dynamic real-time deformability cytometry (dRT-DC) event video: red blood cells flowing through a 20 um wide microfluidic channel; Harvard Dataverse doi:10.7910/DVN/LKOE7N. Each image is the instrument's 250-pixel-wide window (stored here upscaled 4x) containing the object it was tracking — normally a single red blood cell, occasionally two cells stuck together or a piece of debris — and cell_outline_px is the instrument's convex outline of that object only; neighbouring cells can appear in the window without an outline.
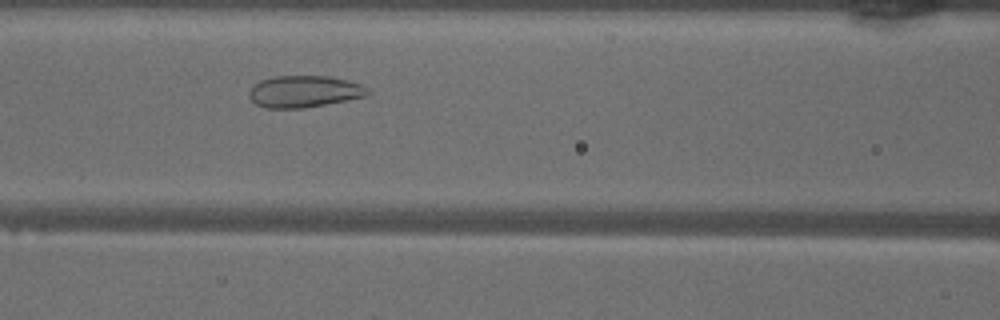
{"species": "common noctule bat (a hibernating species)", "species_latin": "Nyctalus noctula", "temperature_condition": "warm", "stored_images_in_passage": 30, "camera_frame_rate_fps": 3000, "um_per_image_px": 0.085, "animal": {"sex": "male", "body_mass_g": 18.8}, "frame": {"image": 1, "passage_image": 11, "time_ms": 3.333, "image_size_px": [1000, 320], "cell_outline_px": [[372, 92], [368, 96], [304, 108], [264, 108], [256, 104], [248, 96], [248, 92], [260, 80], [272, 76], [328, 76], [348, 80], [364, 84]], "centroid_in_image_um": [25.9, 7.77], "position_along_channel_um": 140.7, "area_um2": 22.2}}
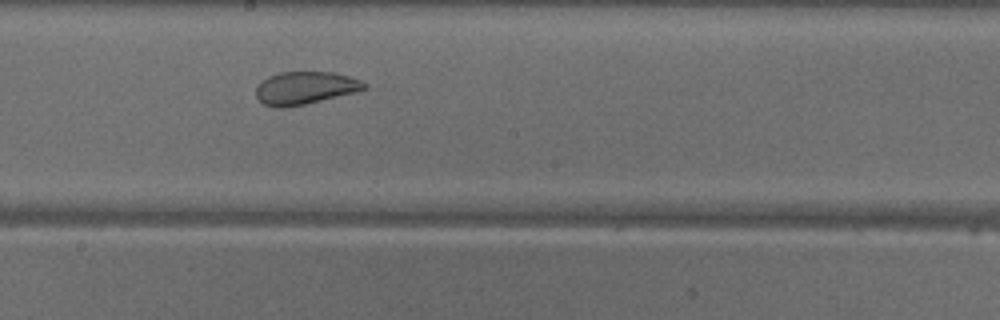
{"frame": {"image": 2, "passage_image": 17, "time_ms": 5.333, "image_size_px": [1000, 320], "cell_outline_px": [[368, 88], [360, 92], [304, 104], [284, 108], [276, 108], [264, 104], [256, 96], [256, 88], [268, 76], [280, 72], [332, 72], [348, 76], [360, 80], [368, 84]], "centroid_in_image_um": [25.99, 7.48], "position_along_channel_um": 222.2, "area_um2": 20.75}}
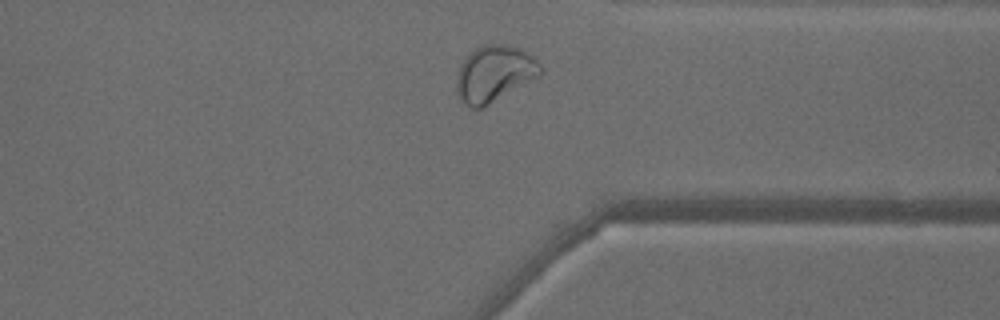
{"frame": {"image": 3, "passage_image": 28, "time_ms": 9.0, "image_size_px": [1000, 320], "cell_outline_px": [[544, 72], [540, 76], [484, 108], [468, 108], [460, 100], [456, 92], [456, 76], [460, 64], [476, 48], [484, 44], [500, 44], [520, 48], [532, 56], [544, 68]], "centroid_in_image_um": [42.02, 6.3], "position_along_channel_um": 369.4, "area_um2": 27.86}, "authors_computed_cell_mechanics": {"area_um2": 22.8021, "velocity_mm_per_s": 4.0908, "shape_relaxation_time_tau1_ms": null, "shape_relaxation_time_tau2_ms": 0.8159, "deformation_change_tau1": null, "deformation_change_tau2": 0.0727}}